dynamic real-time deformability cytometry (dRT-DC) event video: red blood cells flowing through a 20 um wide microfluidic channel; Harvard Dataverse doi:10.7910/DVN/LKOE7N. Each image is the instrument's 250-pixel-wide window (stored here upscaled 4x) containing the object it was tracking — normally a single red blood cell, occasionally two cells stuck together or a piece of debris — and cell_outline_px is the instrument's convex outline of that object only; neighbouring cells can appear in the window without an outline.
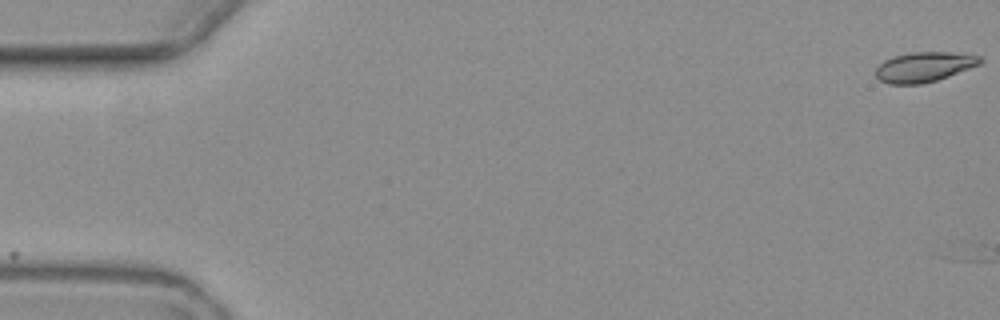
{"species": "common noctule bat (a hibernating species)", "species_latin": "Nyctalus noctula", "temperature_condition": "warm", "stored_images_in_passage": 5, "camera_frame_rate_fps": 3000, "um_per_image_px": 0.085, "animal": {"sex": "female", "body_mass_g": 19.3, "forearm_length_mm": 54.1}, "frame": {"image": 1, "passage_image": 1, "time_ms": 0.0, "image_size_px": [1000, 320], "cell_outline_px": [[984, 60], [980, 64], [948, 76], [936, 80], [920, 84], [888, 84], [880, 80], [876, 76], [876, 68], [884, 60], [892, 56], [912, 52], [964, 52], [980, 56]], "centroid_in_image_um": [78.57, 5.67], "position_along_channel_um": 6.4, "area_um2": 18.32}}
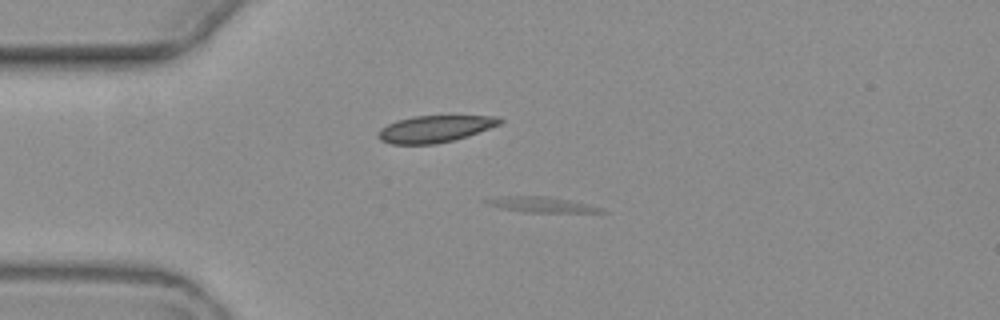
{"frame": {"image": 2, "passage_image": 5, "time_ms": 5.0, "image_size_px": [1000, 320], "cell_outline_px": [[608, 212], [524, 212], [500, 208], [488, 204], [480, 200], [500, 196], [548, 196], [568, 200], [604, 208]], "centroid_in_image_um": [45.96, 17.38], "position_along_channel_um": 39.0, "area_um2": 10.29}}